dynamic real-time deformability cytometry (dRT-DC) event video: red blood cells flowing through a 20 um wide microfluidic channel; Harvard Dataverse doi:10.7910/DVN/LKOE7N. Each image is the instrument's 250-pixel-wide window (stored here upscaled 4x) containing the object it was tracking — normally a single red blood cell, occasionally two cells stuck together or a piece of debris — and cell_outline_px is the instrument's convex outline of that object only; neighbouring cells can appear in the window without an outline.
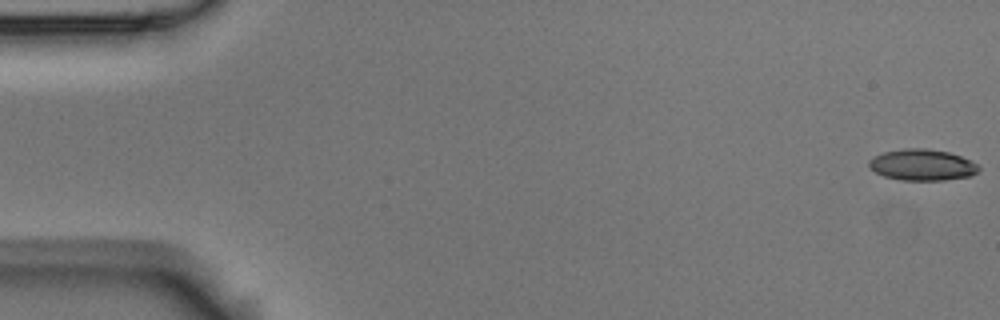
{"species": "Egyptian fruit bat (a non-hibernating species)", "species_latin": "Rousettus aegyptiacus", "temperature_condition": "room temperature", "stored_images_in_passage": 4, "camera_frame_rate_fps": 3000, "um_per_image_px": 0.085, "animal": {"sex": "male"}, "frame": {"image": 1, "passage_image": 1, "time_ms": 0.0, "image_size_px": [1000, 320], "cell_outline_px": [[980, 168], [972, 176], [944, 180], [900, 180], [884, 176], [876, 172], [868, 164], [868, 160], [872, 156], [884, 152], [904, 148], [924, 148], [948, 152], [960, 156], [976, 164]], "centroid_in_image_um": [78.36, 14.01], "position_along_channel_um": 6.6, "area_um2": 19.88}}
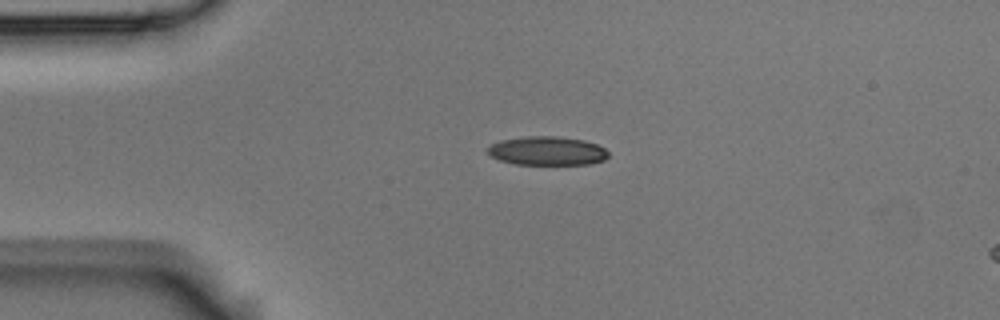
{"frame": {"image": 2, "passage_image": 4, "time_ms": 1.0, "image_size_px": [1000, 320], "cell_outline_px": [[608, 156], [604, 160], [588, 164], [516, 164], [500, 160], [492, 156], [488, 152], [488, 148], [492, 144], [500, 140], [528, 136], [556, 136], [584, 140], [596, 144], [604, 148], [608, 152]], "centroid_in_image_um": [46.52, 12.82], "position_along_channel_um": 38.5, "area_um2": 20.06}}